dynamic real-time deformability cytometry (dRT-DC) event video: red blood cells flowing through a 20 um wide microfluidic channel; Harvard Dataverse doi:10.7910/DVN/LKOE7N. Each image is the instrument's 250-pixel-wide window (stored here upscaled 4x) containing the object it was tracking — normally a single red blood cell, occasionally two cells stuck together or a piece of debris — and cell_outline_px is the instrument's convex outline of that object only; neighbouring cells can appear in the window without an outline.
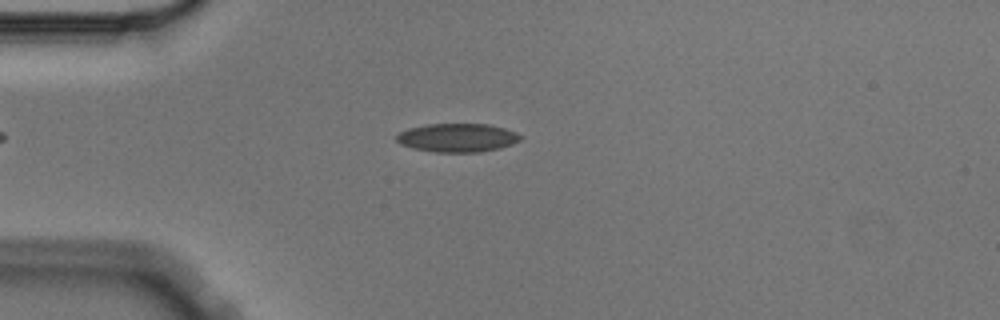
{"species": "Egyptian fruit bat (a non-hibernating species)", "species_latin": "Rousettus aegyptiacus", "temperature_condition": "cold", "stored_images_in_passage": 2, "camera_frame_rate_fps": 3000, "um_per_image_px": 0.085, "animal": {"sex": "male"}, "frame": {"image": 1, "passage_image": 2, "time_ms": 0.333, "image_size_px": [1000, 320], "cell_outline_px": [[524, 136], [520, 140], [512, 144], [500, 148], [480, 152], [436, 152], [412, 148], [400, 144], [396, 140], [396, 136], [400, 132], [408, 128], [428, 124], [488, 124], [504, 128], [516, 132]], "centroid_in_image_um": [38.89, 11.7], "position_along_channel_um": 46.1, "area_um2": 20.69}}